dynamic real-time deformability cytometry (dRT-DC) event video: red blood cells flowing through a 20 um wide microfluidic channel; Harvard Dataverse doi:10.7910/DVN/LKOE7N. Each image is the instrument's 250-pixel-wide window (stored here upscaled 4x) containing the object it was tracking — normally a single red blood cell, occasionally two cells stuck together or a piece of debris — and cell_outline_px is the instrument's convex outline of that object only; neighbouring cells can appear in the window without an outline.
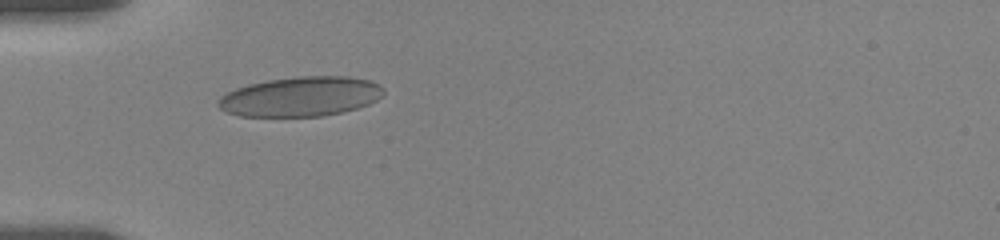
{"species": "human", "species_latin": "Homo sapiens", "temperature_condition": "room temperature", "stored_images_in_passage": 2, "camera_frame_rate_fps": 3000, "um_per_image_px": 0.085, "donor": {"sex": "female"}, "frame": {"image": 1, "passage_image": 1, "time_ms": 0.0, "image_size_px": [1000, 240], "cell_outline_px": [[384, 92], [376, 100], [368, 104], [356, 108], [324, 116], [240, 116], [224, 112], [216, 104], [216, 100], [220, 96], [236, 88], [248, 84], [268, 80], [300, 76], [348, 76], [372, 80], [380, 84], [384, 88]], "centroid_in_image_um": [25.54, 8.2], "position_along_channel_um": 59.5, "area_um2": 38.44}}